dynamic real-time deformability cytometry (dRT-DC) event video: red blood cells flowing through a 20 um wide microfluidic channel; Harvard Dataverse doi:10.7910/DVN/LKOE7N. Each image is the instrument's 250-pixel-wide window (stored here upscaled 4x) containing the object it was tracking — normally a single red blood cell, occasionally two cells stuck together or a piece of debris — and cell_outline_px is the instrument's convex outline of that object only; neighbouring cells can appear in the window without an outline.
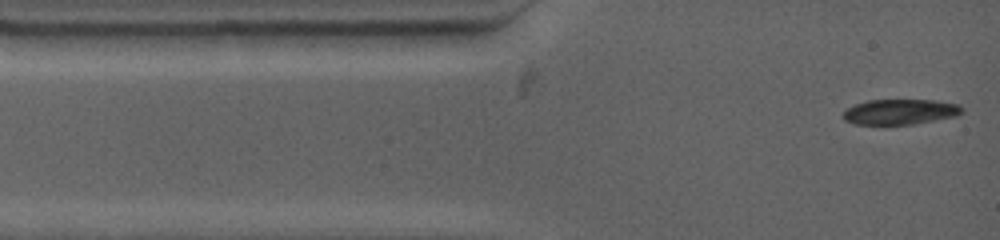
{"species": "common noctule bat (a hibernating species)", "species_latin": "Nyctalus noctula", "temperature_condition": "warm", "stored_images_in_passage": 31, "camera_frame_rate_fps": 4500, "um_per_image_px": 0.085, "animal": {"sex": "female", "body_mass_g": 19.0, "forearm_length_mm": 53.3}, "frame": {"image": 1, "passage_image": 1, "time_ms": 0.0, "image_size_px": [1000, 240], "cell_outline_px": [[964, 112], [956, 116], [912, 124], [852, 124], [844, 120], [844, 112], [848, 108], [856, 104], [868, 100], [936, 100], [960, 104], [964, 108]], "centroid_in_image_um": [76.56, 9.5], "position_along_channel_um": 8.4, "area_um2": 17.51}}
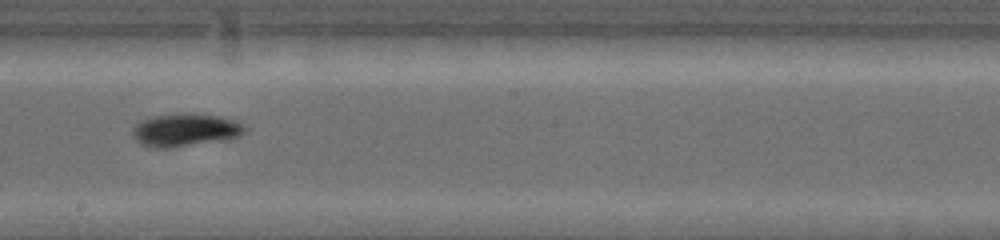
{"frame": {"image": 2, "passage_image": 17, "time_ms": 6.889, "image_size_px": [1000, 240], "cell_outline_px": [[248, 128], [240, 136], [228, 140], [172, 148], [156, 148], [140, 144], [132, 136], [132, 132], [136, 124], [144, 120], [156, 116], [184, 112], [220, 116], [244, 124]], "centroid_in_image_um": [15.79, 11.06], "position_along_channel_um": 232.4, "area_um2": 21.79}}
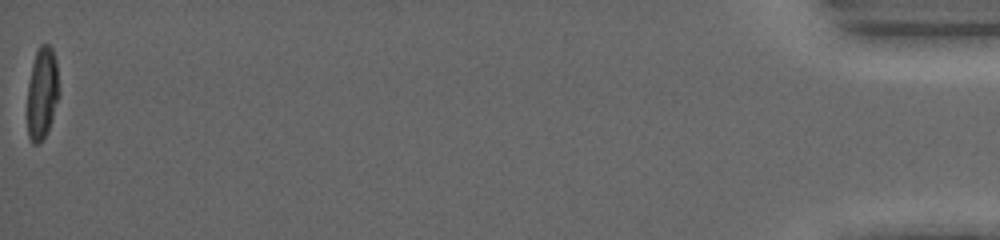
{"frame": {"image": 3, "passage_image": 31, "time_ms": 16.667, "image_size_px": [1000, 240], "cell_outline_px": [[60, 96], [48, 128], [40, 144], [32, 144], [28, 136], [28, 84], [32, 64], [36, 52], [40, 44], [48, 44], [52, 48], [56, 60], [60, 92]], "centroid_in_image_um": [3.6, 7.9], "position_along_channel_um": 431.6, "area_um2": 17.11}, "authors_computed_cell_mechanics": {"area_um2": 19.5942, "velocity_mm_per_s": 3.7962, "shape_relaxation_time_tau1_ms": 3.3482, "shape_relaxation_time_tau2_ms": null, "deformation_change_tau1": 0.1293, "deformation_change_tau2": null}}